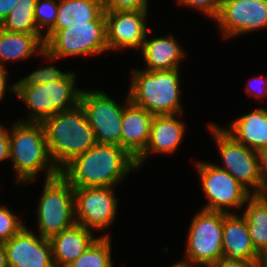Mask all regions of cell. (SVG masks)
<instances>
[{
  "instance_id": "obj_1",
  "label": "cell",
  "mask_w": 267,
  "mask_h": 267,
  "mask_svg": "<svg viewBox=\"0 0 267 267\" xmlns=\"http://www.w3.org/2000/svg\"><path fill=\"white\" fill-rule=\"evenodd\" d=\"M131 171H138L136 160L124 148L96 144L71 161L61 175L73 187H118Z\"/></svg>"
},
{
  "instance_id": "obj_2",
  "label": "cell",
  "mask_w": 267,
  "mask_h": 267,
  "mask_svg": "<svg viewBox=\"0 0 267 267\" xmlns=\"http://www.w3.org/2000/svg\"><path fill=\"white\" fill-rule=\"evenodd\" d=\"M9 152L15 185L35 183L40 174L43 180L61 174L50 157L42 122L14 120L8 126ZM45 174H44V173Z\"/></svg>"
},
{
  "instance_id": "obj_3",
  "label": "cell",
  "mask_w": 267,
  "mask_h": 267,
  "mask_svg": "<svg viewBox=\"0 0 267 267\" xmlns=\"http://www.w3.org/2000/svg\"><path fill=\"white\" fill-rule=\"evenodd\" d=\"M42 124L50 157L60 172L77 156L97 144L80 104L46 118Z\"/></svg>"
},
{
  "instance_id": "obj_4",
  "label": "cell",
  "mask_w": 267,
  "mask_h": 267,
  "mask_svg": "<svg viewBox=\"0 0 267 267\" xmlns=\"http://www.w3.org/2000/svg\"><path fill=\"white\" fill-rule=\"evenodd\" d=\"M136 68L130 70L127 90L132 103L153 115L184 112V104L181 102V69L146 71Z\"/></svg>"
},
{
  "instance_id": "obj_5",
  "label": "cell",
  "mask_w": 267,
  "mask_h": 267,
  "mask_svg": "<svg viewBox=\"0 0 267 267\" xmlns=\"http://www.w3.org/2000/svg\"><path fill=\"white\" fill-rule=\"evenodd\" d=\"M77 77V72L71 70L61 80L41 83L37 86H16L15 97L26 105V112L28 111L25 119L21 117L16 120L43 122L60 111L78 106L83 88L78 87Z\"/></svg>"
},
{
  "instance_id": "obj_6",
  "label": "cell",
  "mask_w": 267,
  "mask_h": 267,
  "mask_svg": "<svg viewBox=\"0 0 267 267\" xmlns=\"http://www.w3.org/2000/svg\"><path fill=\"white\" fill-rule=\"evenodd\" d=\"M37 201L35 232L50 239L76 224L74 187L61 175L44 180Z\"/></svg>"
},
{
  "instance_id": "obj_7",
  "label": "cell",
  "mask_w": 267,
  "mask_h": 267,
  "mask_svg": "<svg viewBox=\"0 0 267 267\" xmlns=\"http://www.w3.org/2000/svg\"><path fill=\"white\" fill-rule=\"evenodd\" d=\"M187 229L182 264L209 267L223 257L224 212L199 209Z\"/></svg>"
},
{
  "instance_id": "obj_8",
  "label": "cell",
  "mask_w": 267,
  "mask_h": 267,
  "mask_svg": "<svg viewBox=\"0 0 267 267\" xmlns=\"http://www.w3.org/2000/svg\"><path fill=\"white\" fill-rule=\"evenodd\" d=\"M45 50L59 61L68 57H82L108 52L105 11L94 21L49 32L44 37Z\"/></svg>"
},
{
  "instance_id": "obj_9",
  "label": "cell",
  "mask_w": 267,
  "mask_h": 267,
  "mask_svg": "<svg viewBox=\"0 0 267 267\" xmlns=\"http://www.w3.org/2000/svg\"><path fill=\"white\" fill-rule=\"evenodd\" d=\"M207 124L222 162L217 166L230 173L252 195L262 194L258 152L236 141L219 124L211 121Z\"/></svg>"
},
{
  "instance_id": "obj_10",
  "label": "cell",
  "mask_w": 267,
  "mask_h": 267,
  "mask_svg": "<svg viewBox=\"0 0 267 267\" xmlns=\"http://www.w3.org/2000/svg\"><path fill=\"white\" fill-rule=\"evenodd\" d=\"M197 161L194 163V168L207 201L201 209L225 213L242 211L252 194L217 164L210 160Z\"/></svg>"
},
{
  "instance_id": "obj_11",
  "label": "cell",
  "mask_w": 267,
  "mask_h": 267,
  "mask_svg": "<svg viewBox=\"0 0 267 267\" xmlns=\"http://www.w3.org/2000/svg\"><path fill=\"white\" fill-rule=\"evenodd\" d=\"M129 101L127 92L124 103H120L101 88L82 90L80 105L94 131L97 144L121 146V122L124 107Z\"/></svg>"
},
{
  "instance_id": "obj_12",
  "label": "cell",
  "mask_w": 267,
  "mask_h": 267,
  "mask_svg": "<svg viewBox=\"0 0 267 267\" xmlns=\"http://www.w3.org/2000/svg\"><path fill=\"white\" fill-rule=\"evenodd\" d=\"M117 188L74 187L76 224L84 226L96 234L102 233L101 237H112L106 231L113 226L116 215H118L119 199L115 194Z\"/></svg>"
},
{
  "instance_id": "obj_13",
  "label": "cell",
  "mask_w": 267,
  "mask_h": 267,
  "mask_svg": "<svg viewBox=\"0 0 267 267\" xmlns=\"http://www.w3.org/2000/svg\"><path fill=\"white\" fill-rule=\"evenodd\" d=\"M214 22L222 40L264 31L267 29V0H224Z\"/></svg>"
},
{
  "instance_id": "obj_14",
  "label": "cell",
  "mask_w": 267,
  "mask_h": 267,
  "mask_svg": "<svg viewBox=\"0 0 267 267\" xmlns=\"http://www.w3.org/2000/svg\"><path fill=\"white\" fill-rule=\"evenodd\" d=\"M149 11H105L108 51L139 52L148 30Z\"/></svg>"
},
{
  "instance_id": "obj_15",
  "label": "cell",
  "mask_w": 267,
  "mask_h": 267,
  "mask_svg": "<svg viewBox=\"0 0 267 267\" xmlns=\"http://www.w3.org/2000/svg\"><path fill=\"white\" fill-rule=\"evenodd\" d=\"M28 227L4 242L8 267H55L49 239Z\"/></svg>"
},
{
  "instance_id": "obj_16",
  "label": "cell",
  "mask_w": 267,
  "mask_h": 267,
  "mask_svg": "<svg viewBox=\"0 0 267 267\" xmlns=\"http://www.w3.org/2000/svg\"><path fill=\"white\" fill-rule=\"evenodd\" d=\"M183 114L153 116L148 144L145 150L135 159L138 169L145 165L144 163L150 155L174 154L181 147L187 131L186 122L182 119Z\"/></svg>"
},
{
  "instance_id": "obj_17",
  "label": "cell",
  "mask_w": 267,
  "mask_h": 267,
  "mask_svg": "<svg viewBox=\"0 0 267 267\" xmlns=\"http://www.w3.org/2000/svg\"><path fill=\"white\" fill-rule=\"evenodd\" d=\"M223 257L261 267V255L252 243L242 213H225L222 234Z\"/></svg>"
},
{
  "instance_id": "obj_18",
  "label": "cell",
  "mask_w": 267,
  "mask_h": 267,
  "mask_svg": "<svg viewBox=\"0 0 267 267\" xmlns=\"http://www.w3.org/2000/svg\"><path fill=\"white\" fill-rule=\"evenodd\" d=\"M152 29L148 30L143 47L138 52L144 60V68L141 69L146 71L181 69V63L187 58V52L177 38L172 33L151 37L150 35L154 34Z\"/></svg>"
},
{
  "instance_id": "obj_19",
  "label": "cell",
  "mask_w": 267,
  "mask_h": 267,
  "mask_svg": "<svg viewBox=\"0 0 267 267\" xmlns=\"http://www.w3.org/2000/svg\"><path fill=\"white\" fill-rule=\"evenodd\" d=\"M153 116L146 109L131 101L124 107L121 122V147L135 159L148 144Z\"/></svg>"
},
{
  "instance_id": "obj_20",
  "label": "cell",
  "mask_w": 267,
  "mask_h": 267,
  "mask_svg": "<svg viewBox=\"0 0 267 267\" xmlns=\"http://www.w3.org/2000/svg\"><path fill=\"white\" fill-rule=\"evenodd\" d=\"M98 236V237H97ZM75 224L49 239L55 267H67L82 255L100 236Z\"/></svg>"
},
{
  "instance_id": "obj_21",
  "label": "cell",
  "mask_w": 267,
  "mask_h": 267,
  "mask_svg": "<svg viewBox=\"0 0 267 267\" xmlns=\"http://www.w3.org/2000/svg\"><path fill=\"white\" fill-rule=\"evenodd\" d=\"M222 128L236 141L259 151L267 148V107L254 108L251 112L236 117Z\"/></svg>"
},
{
  "instance_id": "obj_22",
  "label": "cell",
  "mask_w": 267,
  "mask_h": 267,
  "mask_svg": "<svg viewBox=\"0 0 267 267\" xmlns=\"http://www.w3.org/2000/svg\"><path fill=\"white\" fill-rule=\"evenodd\" d=\"M45 50L43 35L9 32L0 28V67L27 61ZM21 60V61H20Z\"/></svg>"
},
{
  "instance_id": "obj_23",
  "label": "cell",
  "mask_w": 267,
  "mask_h": 267,
  "mask_svg": "<svg viewBox=\"0 0 267 267\" xmlns=\"http://www.w3.org/2000/svg\"><path fill=\"white\" fill-rule=\"evenodd\" d=\"M103 11L102 0H59L56 23L50 32L87 24Z\"/></svg>"
},
{
  "instance_id": "obj_24",
  "label": "cell",
  "mask_w": 267,
  "mask_h": 267,
  "mask_svg": "<svg viewBox=\"0 0 267 267\" xmlns=\"http://www.w3.org/2000/svg\"><path fill=\"white\" fill-rule=\"evenodd\" d=\"M241 213L246 219L255 250L262 256L267 251V195H251Z\"/></svg>"
},
{
  "instance_id": "obj_25",
  "label": "cell",
  "mask_w": 267,
  "mask_h": 267,
  "mask_svg": "<svg viewBox=\"0 0 267 267\" xmlns=\"http://www.w3.org/2000/svg\"><path fill=\"white\" fill-rule=\"evenodd\" d=\"M36 0H18L13 10L0 24V28L9 32L42 35L34 17Z\"/></svg>"
},
{
  "instance_id": "obj_26",
  "label": "cell",
  "mask_w": 267,
  "mask_h": 267,
  "mask_svg": "<svg viewBox=\"0 0 267 267\" xmlns=\"http://www.w3.org/2000/svg\"><path fill=\"white\" fill-rule=\"evenodd\" d=\"M111 237H99L67 267H114Z\"/></svg>"
},
{
  "instance_id": "obj_27",
  "label": "cell",
  "mask_w": 267,
  "mask_h": 267,
  "mask_svg": "<svg viewBox=\"0 0 267 267\" xmlns=\"http://www.w3.org/2000/svg\"><path fill=\"white\" fill-rule=\"evenodd\" d=\"M40 57H42L44 62H47V65H40L32 70L30 74H27L23 76L21 79H19L16 82V86H37L41 83H48L56 80L63 79L69 72H64L63 70L57 68L56 65H53V62H58V58L52 56L48 51L44 50ZM49 62V64H48ZM52 63V65H50Z\"/></svg>"
},
{
  "instance_id": "obj_28",
  "label": "cell",
  "mask_w": 267,
  "mask_h": 267,
  "mask_svg": "<svg viewBox=\"0 0 267 267\" xmlns=\"http://www.w3.org/2000/svg\"><path fill=\"white\" fill-rule=\"evenodd\" d=\"M58 5L59 0H36L34 17L38 31L44 37L53 29L56 23Z\"/></svg>"
},
{
  "instance_id": "obj_29",
  "label": "cell",
  "mask_w": 267,
  "mask_h": 267,
  "mask_svg": "<svg viewBox=\"0 0 267 267\" xmlns=\"http://www.w3.org/2000/svg\"><path fill=\"white\" fill-rule=\"evenodd\" d=\"M26 224L21 215H16L7 205L0 204V242L8 241Z\"/></svg>"
},
{
  "instance_id": "obj_30",
  "label": "cell",
  "mask_w": 267,
  "mask_h": 267,
  "mask_svg": "<svg viewBox=\"0 0 267 267\" xmlns=\"http://www.w3.org/2000/svg\"><path fill=\"white\" fill-rule=\"evenodd\" d=\"M224 0H176V4L187 9H194L203 16L215 20L221 11Z\"/></svg>"
},
{
  "instance_id": "obj_31",
  "label": "cell",
  "mask_w": 267,
  "mask_h": 267,
  "mask_svg": "<svg viewBox=\"0 0 267 267\" xmlns=\"http://www.w3.org/2000/svg\"><path fill=\"white\" fill-rule=\"evenodd\" d=\"M149 0H102L104 11L140 10L149 11Z\"/></svg>"
},
{
  "instance_id": "obj_32",
  "label": "cell",
  "mask_w": 267,
  "mask_h": 267,
  "mask_svg": "<svg viewBox=\"0 0 267 267\" xmlns=\"http://www.w3.org/2000/svg\"><path fill=\"white\" fill-rule=\"evenodd\" d=\"M245 86L246 93L255 99L265 101L267 98V75L251 77ZM264 99V100H262Z\"/></svg>"
},
{
  "instance_id": "obj_33",
  "label": "cell",
  "mask_w": 267,
  "mask_h": 267,
  "mask_svg": "<svg viewBox=\"0 0 267 267\" xmlns=\"http://www.w3.org/2000/svg\"><path fill=\"white\" fill-rule=\"evenodd\" d=\"M8 67H0V103L5 100L6 94L8 96L11 93L13 96H16V82H12V84L8 83L9 79Z\"/></svg>"
},
{
  "instance_id": "obj_34",
  "label": "cell",
  "mask_w": 267,
  "mask_h": 267,
  "mask_svg": "<svg viewBox=\"0 0 267 267\" xmlns=\"http://www.w3.org/2000/svg\"><path fill=\"white\" fill-rule=\"evenodd\" d=\"M10 160L8 127L0 122V163Z\"/></svg>"
},
{
  "instance_id": "obj_35",
  "label": "cell",
  "mask_w": 267,
  "mask_h": 267,
  "mask_svg": "<svg viewBox=\"0 0 267 267\" xmlns=\"http://www.w3.org/2000/svg\"><path fill=\"white\" fill-rule=\"evenodd\" d=\"M259 171L262 179V194L267 195V148L258 151Z\"/></svg>"
},
{
  "instance_id": "obj_36",
  "label": "cell",
  "mask_w": 267,
  "mask_h": 267,
  "mask_svg": "<svg viewBox=\"0 0 267 267\" xmlns=\"http://www.w3.org/2000/svg\"><path fill=\"white\" fill-rule=\"evenodd\" d=\"M209 267H259L251 263H241L239 261L230 260L226 257H222L218 262L210 265Z\"/></svg>"
},
{
  "instance_id": "obj_37",
  "label": "cell",
  "mask_w": 267,
  "mask_h": 267,
  "mask_svg": "<svg viewBox=\"0 0 267 267\" xmlns=\"http://www.w3.org/2000/svg\"><path fill=\"white\" fill-rule=\"evenodd\" d=\"M18 0H0V24L13 10Z\"/></svg>"
},
{
  "instance_id": "obj_38",
  "label": "cell",
  "mask_w": 267,
  "mask_h": 267,
  "mask_svg": "<svg viewBox=\"0 0 267 267\" xmlns=\"http://www.w3.org/2000/svg\"><path fill=\"white\" fill-rule=\"evenodd\" d=\"M0 267H8L5 245L0 242Z\"/></svg>"
},
{
  "instance_id": "obj_39",
  "label": "cell",
  "mask_w": 267,
  "mask_h": 267,
  "mask_svg": "<svg viewBox=\"0 0 267 267\" xmlns=\"http://www.w3.org/2000/svg\"><path fill=\"white\" fill-rule=\"evenodd\" d=\"M261 267H267V251L261 256Z\"/></svg>"
},
{
  "instance_id": "obj_40",
  "label": "cell",
  "mask_w": 267,
  "mask_h": 267,
  "mask_svg": "<svg viewBox=\"0 0 267 267\" xmlns=\"http://www.w3.org/2000/svg\"><path fill=\"white\" fill-rule=\"evenodd\" d=\"M169 267H190L188 265H185V264H182L180 263L179 261L178 262H175L174 264H172L171 266Z\"/></svg>"
}]
</instances>
